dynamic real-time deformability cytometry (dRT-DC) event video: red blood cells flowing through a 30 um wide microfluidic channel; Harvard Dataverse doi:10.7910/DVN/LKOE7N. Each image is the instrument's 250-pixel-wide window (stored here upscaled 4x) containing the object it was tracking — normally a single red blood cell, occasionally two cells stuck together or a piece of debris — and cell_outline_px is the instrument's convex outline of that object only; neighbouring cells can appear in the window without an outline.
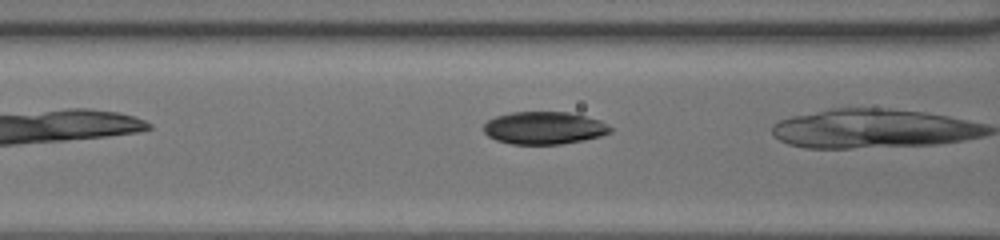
{"species": "common noctule bat (a hibernating species)", "species_latin": "Nyctalus noctula", "temperature_condition": "room temperature", "stored_images_in_passage": 7, "camera_frame_rate_fps": 3000, "um_per_image_px": 0.085, "animal": {"sex": "female", "body_mass_g": 20.0, "forearm_length_mm": 54.0}, "frame": {"image": 1, "passage_image": 4, "time_ms": 1.0, "image_size_px": [1000, 240], "cell_outline_px": [[612, 132], [600, 136], [584, 140], [560, 144], [512, 144], [496, 140], [488, 136], [484, 132], [484, 124], [488, 120], [496, 116], [512, 112], [568, 112], [600, 120], [608, 124], [612, 128]], "centroid_in_image_um": [46.26, 10.88], "position_along_channel_um": 120.3, "area_um2": 24.04}}